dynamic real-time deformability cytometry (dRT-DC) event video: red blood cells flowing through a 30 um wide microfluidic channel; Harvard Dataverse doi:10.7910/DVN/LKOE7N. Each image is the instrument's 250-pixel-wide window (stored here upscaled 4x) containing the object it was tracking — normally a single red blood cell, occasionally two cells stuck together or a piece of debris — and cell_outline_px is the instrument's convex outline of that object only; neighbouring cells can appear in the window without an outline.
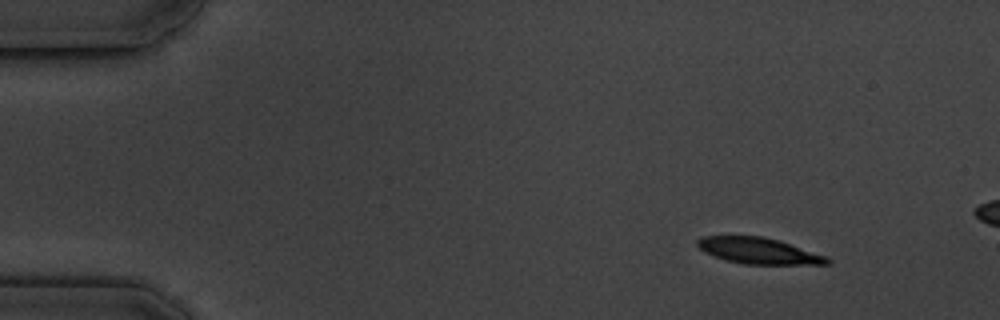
{"species": "common noctule bat (a hibernating species)", "species_latin": "Nyctalus noctula", "temperature_condition": "cold", "stored_images_in_passage": 4, "camera_frame_rate_fps": 3000, "um_per_image_px": 0.085, "animal": {"sex": "male", "body_mass_g": 19.5, "forearm_length_mm": 54.6}, "frame": {"image": 1, "passage_image": 1, "time_ms": 0.0, "image_size_px": [1000, 320], "cell_outline_px": [[832, 264], [744, 264], [724, 260], [704, 252], [696, 244], [696, 240], [700, 236], [764, 236], [780, 240], [828, 256], [832, 260]], "centroid_in_image_um": [64.51, 21.31], "position_along_channel_um": 20.5, "area_um2": 20.06}}